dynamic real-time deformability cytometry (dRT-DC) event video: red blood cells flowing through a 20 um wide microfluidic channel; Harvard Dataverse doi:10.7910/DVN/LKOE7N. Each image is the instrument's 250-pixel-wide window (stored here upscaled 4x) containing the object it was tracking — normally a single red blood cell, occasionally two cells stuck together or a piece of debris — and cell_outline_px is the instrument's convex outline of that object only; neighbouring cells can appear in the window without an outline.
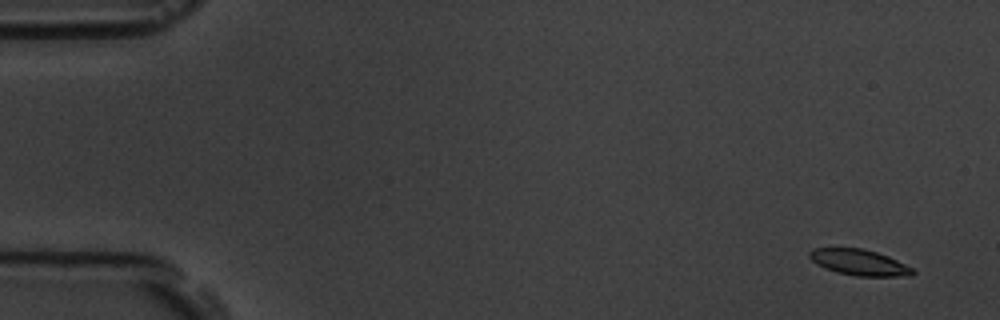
{"species": "common noctule bat (a hibernating species)", "species_latin": "Nyctalus noctula", "temperature_condition": "room temperature", "stored_images_in_passage": 5, "segment_of_instrument_passage": [1, 2], "camera_frame_rate_fps": 3000, "um_per_image_px": 0.085, "animal": {"sex": "male", "body_mass_g": 19.5, "forearm_length_mm": 54.6}, "frame": {"image": 1, "passage_image": 1, "time_ms": 0.0, "image_size_px": [1000, 320], "cell_outline_px": [[916, 272], [912, 276], [856, 276], [836, 272], [824, 268], [816, 264], [808, 256], [808, 252], [812, 248], [860, 248], [876, 252], [888, 256], [912, 268]], "centroid_in_image_um": [73.0, 22.31], "position_along_channel_um": 12.0, "area_um2": 15.61}}
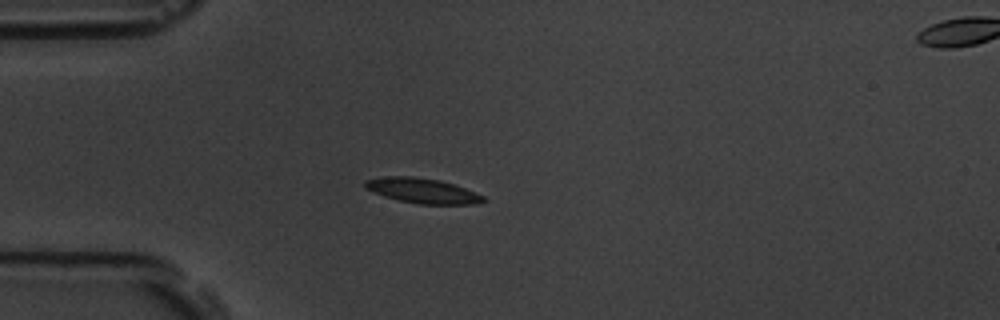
{"frame": {"image": 2, "passage_image": 4, "time_ms": 4.333, "image_size_px": [1000, 320], "cell_outline_px": [[488, 200], [476, 204], [420, 204], [400, 200], [384, 196], [364, 188], [364, 180], [384, 176], [412, 176], [440, 180], [464, 188], [484, 196]], "centroid_in_image_um": [35.89, 16.2], "position_along_channel_um": 49.1, "area_um2": 17.17}}